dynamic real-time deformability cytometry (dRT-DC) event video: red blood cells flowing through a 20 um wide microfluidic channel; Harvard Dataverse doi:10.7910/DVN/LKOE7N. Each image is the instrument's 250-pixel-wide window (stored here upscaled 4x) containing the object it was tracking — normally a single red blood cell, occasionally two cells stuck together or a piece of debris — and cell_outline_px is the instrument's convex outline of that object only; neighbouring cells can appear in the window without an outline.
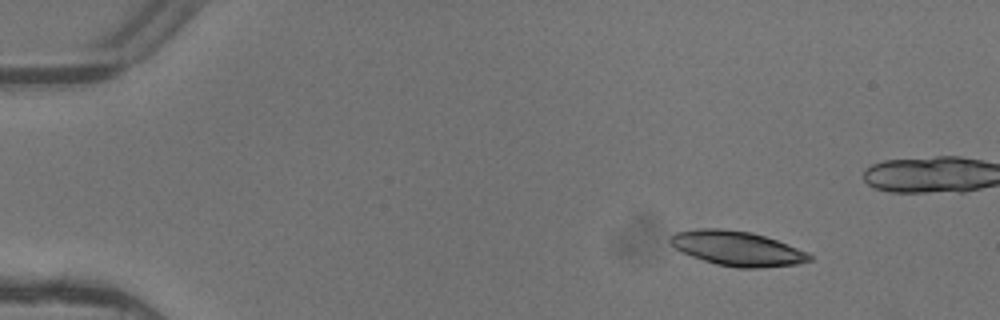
{"species": "common noctule bat (a hibernating species)", "species_latin": "Nyctalus noctula", "temperature_condition": "warm", "stored_images_in_passage": 5, "camera_frame_rate_fps": 3000, "um_per_image_px": 0.085, "animal": {"sex": "female"}, "frame": {"image": 1, "passage_image": 1, "time_ms": 0.0, "image_size_px": [1000, 320], "cell_outline_px": [[812, 260], [796, 264], [760, 268], [736, 268], [716, 264], [680, 252], [668, 240], [668, 236], [676, 232], [696, 228], [720, 228], [752, 232], [788, 244], [808, 252], [812, 256]], "centroid_in_image_um": [62.64, 21.11], "position_along_channel_um": 22.4, "area_um2": 28.26}}